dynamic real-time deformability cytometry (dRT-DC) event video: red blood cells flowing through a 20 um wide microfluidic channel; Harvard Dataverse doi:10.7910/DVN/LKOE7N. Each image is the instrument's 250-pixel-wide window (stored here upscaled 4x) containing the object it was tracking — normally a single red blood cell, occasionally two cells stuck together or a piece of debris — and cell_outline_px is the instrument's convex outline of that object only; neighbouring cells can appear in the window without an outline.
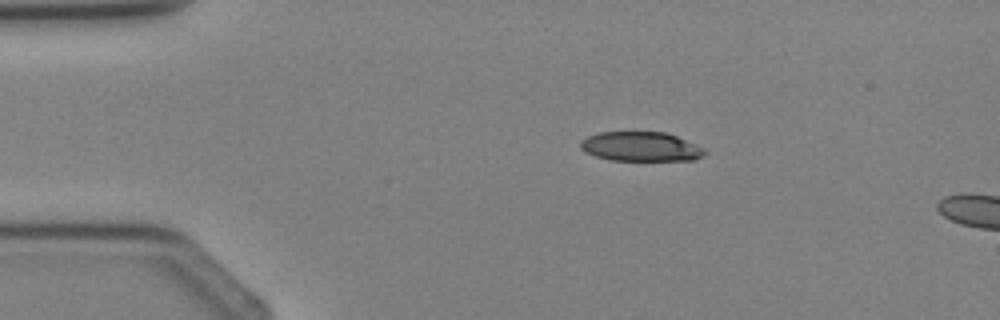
{"species": "Egyptian fruit bat (a non-hibernating species)", "species_latin": "Rousettus aegyptiacus", "temperature_condition": "cold", "stored_images_in_passage": 3, "segment_of_instrument_passage": [1, 2], "camera_frame_rate_fps": 3000, "um_per_image_px": 0.085, "animal": {"sex": "female"}, "frame": {"image": 1, "passage_image": 1, "time_ms": 0.0, "image_size_px": [1000, 320], "cell_outline_px": [[708, 152], [704, 156], [696, 160], [608, 160], [584, 152], [580, 148], [580, 140], [588, 136], [600, 132], [664, 132], [676, 136], [704, 148]], "centroid_in_image_um": [54.46, 12.47], "position_along_channel_um": 30.5, "area_um2": 21.39}}